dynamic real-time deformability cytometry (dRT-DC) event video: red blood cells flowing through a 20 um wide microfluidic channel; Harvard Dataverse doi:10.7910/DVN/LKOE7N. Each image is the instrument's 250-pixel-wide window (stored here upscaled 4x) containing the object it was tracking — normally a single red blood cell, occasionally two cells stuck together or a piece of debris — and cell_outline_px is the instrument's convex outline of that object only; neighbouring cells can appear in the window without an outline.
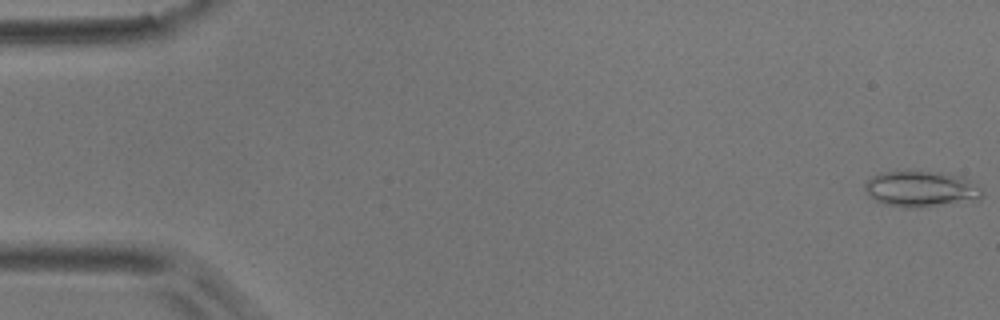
{"species": "common noctule bat (a hibernating species)", "species_latin": "Nyctalus noctula", "temperature_condition": "room temperature", "stored_images_in_passage": 20, "camera_frame_rate_fps": 3000, "um_per_image_px": 0.085, "animal": {"sex": "male", "body_mass_g": 17.9}, "frame": {"image": 1, "passage_image": 1, "time_ms": 0.0, "image_size_px": [1000, 320], "cell_outline_px": [[984, 196], [980, 200], [920, 208], [900, 208], [880, 204], [868, 196], [864, 188], [864, 184], [872, 176], [880, 172], [936, 172], [960, 176], [980, 184], [984, 192]], "centroid_in_image_um": [78.32, 16.1], "position_along_channel_um": 6.7, "area_um2": 25.2}}
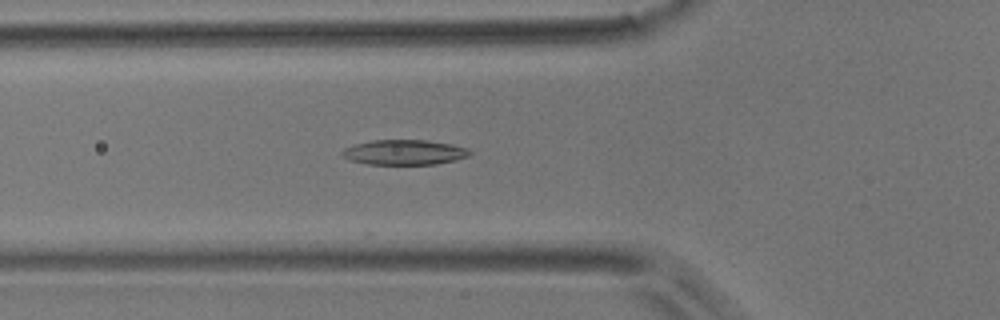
{"frame": {"image": 2, "passage_image": 19, "time_ms": 6.0, "image_size_px": [1000, 320], "cell_outline_px": [[472, 156], [456, 160], [436, 164], [368, 164], [348, 160], [340, 152], [344, 148], [356, 144], [372, 140], [424, 140], [452, 144], [468, 148], [472, 152]], "centroid_in_image_um": [34.41, 12.95], "position_along_channel_um": 91.4, "area_um2": 18.73}}